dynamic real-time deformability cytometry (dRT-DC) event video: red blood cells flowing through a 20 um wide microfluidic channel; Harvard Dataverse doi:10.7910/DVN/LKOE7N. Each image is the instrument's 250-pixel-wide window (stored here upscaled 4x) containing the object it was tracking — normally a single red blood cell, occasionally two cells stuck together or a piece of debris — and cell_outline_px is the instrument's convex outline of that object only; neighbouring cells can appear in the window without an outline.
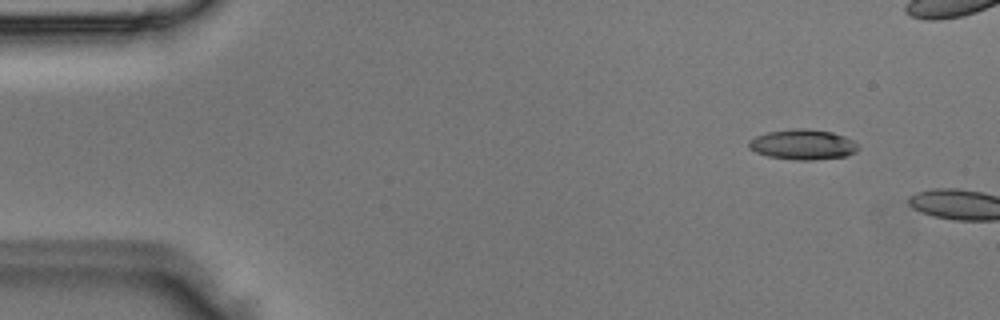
{"species": "Egyptian fruit bat (a non-hibernating species)", "species_latin": "Rousettus aegyptiacus", "temperature_condition": "room temperature", "stored_images_in_passage": 2, "camera_frame_rate_fps": 3000, "um_per_image_px": 0.085, "animal": {"sex": "male"}, "frame": {"image": 1, "passage_image": 1, "time_ms": 0.0, "image_size_px": [1000, 320], "cell_outline_px": [[860, 148], [856, 152], [848, 156], [812, 160], [796, 160], [768, 156], [756, 152], [748, 148], [748, 140], [756, 136], [768, 132], [796, 128], [808, 128], [832, 132], [844, 136], [860, 144]], "centroid_in_image_um": [68.27, 12.28], "position_along_channel_um": 16.7, "area_um2": 19.48}}